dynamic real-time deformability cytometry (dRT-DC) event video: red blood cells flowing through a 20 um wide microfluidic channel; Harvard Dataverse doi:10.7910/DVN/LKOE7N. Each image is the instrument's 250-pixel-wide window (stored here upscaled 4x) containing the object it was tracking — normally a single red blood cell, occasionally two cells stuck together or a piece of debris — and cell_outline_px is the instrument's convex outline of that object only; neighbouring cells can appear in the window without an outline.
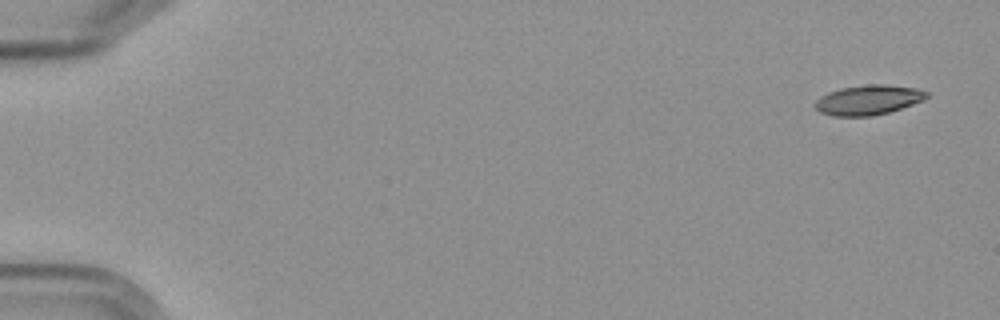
{"species": "Egyptian fruit bat (a non-hibernating species)", "species_latin": "Rousettus aegyptiacus", "temperature_condition": "cold", "stored_images_in_passage": 15, "camera_frame_rate_fps": 3000, "um_per_image_px": 0.085, "frame": {"image": 1, "passage_image": 1, "time_ms": 0.0, "image_size_px": [1000, 320], "cell_outline_px": [[928, 96], [924, 100], [888, 112], [872, 116], [832, 116], [820, 112], [812, 104], [820, 96], [828, 92], [844, 88], [868, 84], [884, 84], [916, 88], [928, 92]], "centroid_in_image_um": [73.78, 8.5], "position_along_channel_um": 11.2, "area_um2": 19.31}}
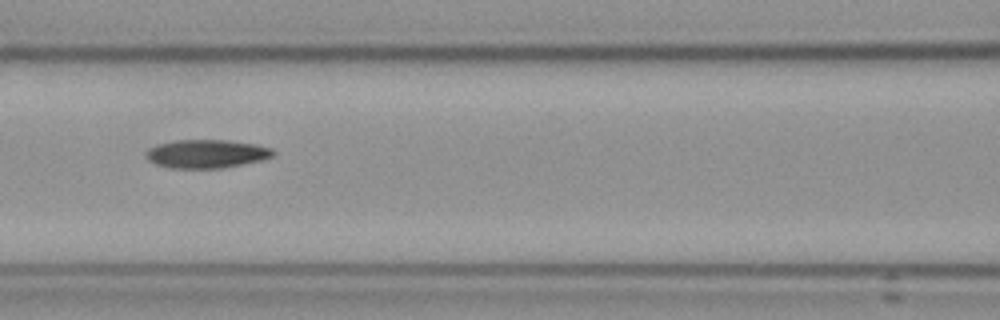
{"frame": {"image": 2, "passage_image": 7, "time_ms": 8.0, "image_size_px": [1000, 320], "cell_outline_px": [[276, 152], [272, 156], [260, 160], [220, 168], [168, 168], [156, 164], [148, 160], [144, 152], [148, 148], [160, 144], [176, 140], [228, 140], [256, 144], [272, 148]], "centroid_in_image_um": [17.53, 13.07], "position_along_channel_um": 149.1, "area_um2": 20.98}}
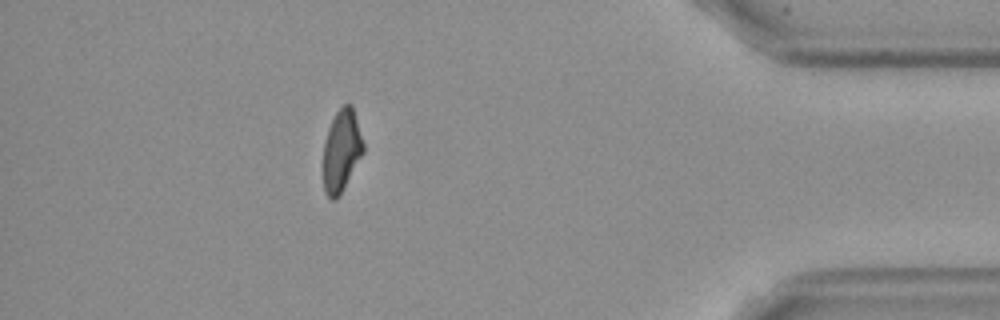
{"frame": {"image": 3, "passage_image": 14, "time_ms": 16.333, "image_size_px": [1000, 320], "cell_outline_px": [[364, 152], [336, 200], [332, 200], [324, 192], [324, 140], [328, 128], [336, 112], [344, 104], [352, 104], [364, 144]], "centroid_in_image_um": [29.03, 12.78], "position_along_channel_um": 406.2, "area_um2": 18.9}}